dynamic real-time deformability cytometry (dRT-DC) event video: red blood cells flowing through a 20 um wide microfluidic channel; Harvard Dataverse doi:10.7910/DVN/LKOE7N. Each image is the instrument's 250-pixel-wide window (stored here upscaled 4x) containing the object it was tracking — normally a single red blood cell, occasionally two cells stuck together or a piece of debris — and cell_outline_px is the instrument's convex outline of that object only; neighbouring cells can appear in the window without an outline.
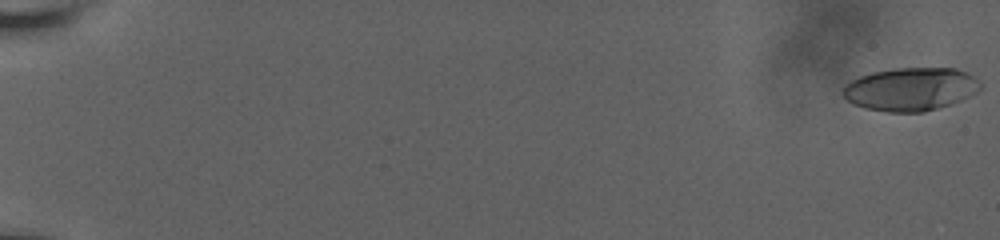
{"species": "human", "species_latin": "Homo sapiens", "temperature_condition": "room temperature", "stored_images_in_passage": 23, "camera_frame_rate_fps": 3000, "um_per_image_px": 0.085, "donor": {"sex": "male"}, "frame": {"image": 1, "passage_image": 1, "time_ms": 0.0, "image_size_px": [1000, 240], "cell_outline_px": [[980, 88], [976, 92], [960, 100], [924, 112], [888, 112], [864, 108], [848, 100], [844, 96], [844, 84], [860, 76], [872, 72], [896, 68], [956, 68], [980, 80]], "centroid_in_image_um": [77.39, 7.57], "position_along_channel_um": 7.6, "area_um2": 34.22}}
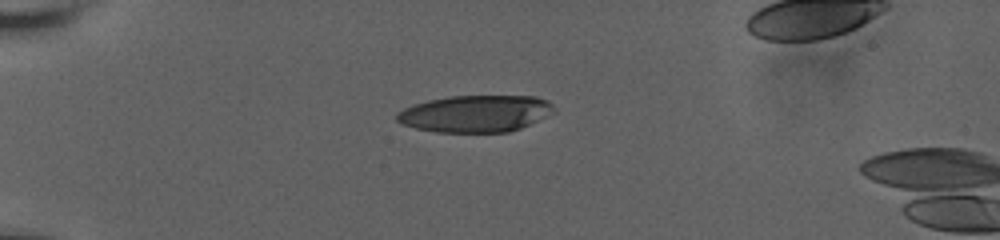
{"frame": {"image": 2, "passage_image": 19, "time_ms": 6.0, "image_size_px": [1000, 240], "cell_outline_px": [[556, 112], [520, 128], [508, 132], [436, 132], [416, 128], [404, 124], [396, 120], [396, 112], [412, 104], [428, 100], [448, 96], [536, 96], [548, 100], [556, 108]], "centroid_in_image_um": [40.43, 9.65], "position_along_channel_um": 44.6, "area_um2": 33.93}}